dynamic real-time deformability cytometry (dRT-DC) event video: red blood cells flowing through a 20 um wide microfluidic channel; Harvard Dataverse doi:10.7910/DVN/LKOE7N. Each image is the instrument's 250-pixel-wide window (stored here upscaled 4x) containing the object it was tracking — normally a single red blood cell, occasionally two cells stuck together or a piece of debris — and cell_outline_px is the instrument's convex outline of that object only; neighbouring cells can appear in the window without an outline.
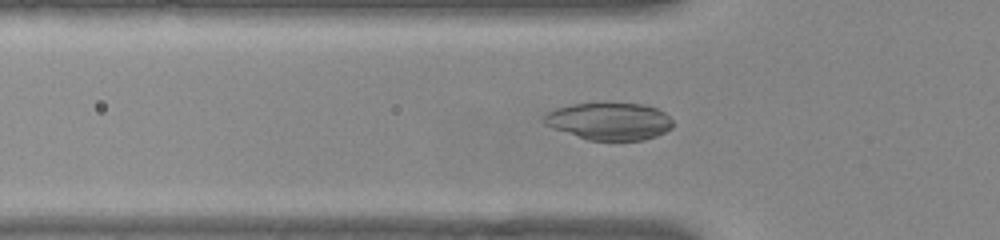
{"species": "common noctule bat (a hibernating species)", "species_latin": "Nyctalus noctula", "temperature_condition": "warm", "stored_images_in_passage": 37, "camera_frame_rate_fps": 3000, "um_per_image_px": 0.085, "animal": {"sex": "female", "body_mass_g": 22.0, "forearm_length_mm": 56.7}, "frame": {"image": 1, "passage_image": 2, "time_ms": 0.333, "image_size_px": [1000, 240], "cell_outline_px": [[676, 124], [672, 128], [656, 136], [644, 140], [588, 140], [544, 124], [544, 116], [548, 112], [556, 108], [572, 104], [604, 100], [644, 104], [656, 108], [664, 112]], "centroid_in_image_um": [51.83, 10.26], "position_along_channel_um": 74.0, "area_um2": 28.73}}
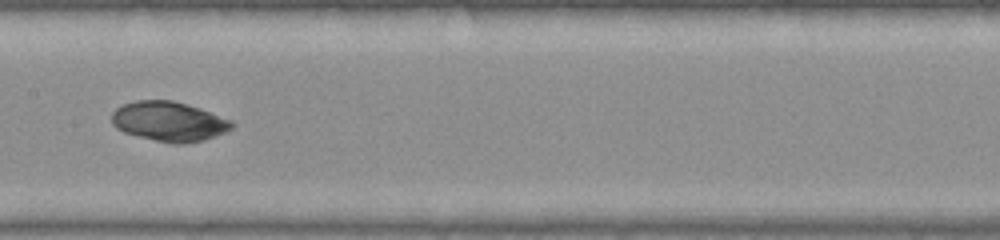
{"frame": {"image": 2, "passage_image": 11, "time_ms": 3.333, "image_size_px": [1000, 240], "cell_outline_px": [[232, 128], [216, 136], [204, 140], [184, 144], [176, 144], [156, 140], [124, 132], [116, 128], [112, 124], [112, 112], [116, 108], [124, 104], [136, 100], [172, 100], [232, 120]], "centroid_in_image_um": [14.33, 10.33], "position_along_channel_um": 193.1, "area_um2": 27.34}}
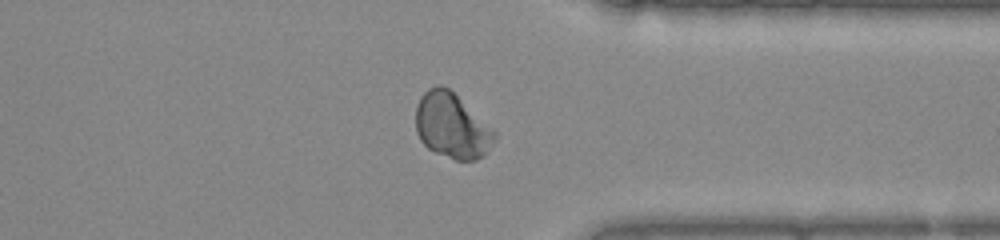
{"frame": {"image": 3, "passage_image": 25, "time_ms": 8.0, "image_size_px": [1000, 240], "cell_outline_px": [[496, 136], [484, 156], [476, 160], [456, 160], [436, 152], [428, 148], [420, 140], [416, 132], [416, 108], [420, 96], [428, 88], [440, 84], [448, 88], [496, 132]], "centroid_in_image_um": [38.38, 10.7], "position_along_channel_um": 373.0, "area_um2": 29.54}, "authors_computed_cell_mechanics": {"area_um2": 28.7266, "velocity_mm_per_s": 3.9492, "shape_relaxation_time_tau1_ms": 5.8536, "shape_relaxation_time_tau2_ms": null, "deformation_change_tau1": 0.0667, "deformation_change_tau2": null}}